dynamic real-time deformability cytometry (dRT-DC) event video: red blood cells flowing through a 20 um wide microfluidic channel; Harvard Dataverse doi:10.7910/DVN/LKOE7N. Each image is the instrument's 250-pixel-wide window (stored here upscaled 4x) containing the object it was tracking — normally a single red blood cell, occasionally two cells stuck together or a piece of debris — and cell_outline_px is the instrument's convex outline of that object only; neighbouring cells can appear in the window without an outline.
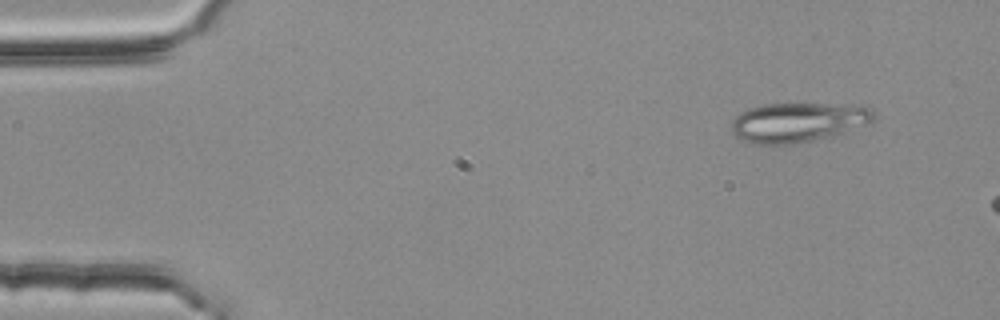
{"species": "common noctule bat (a hibernating species)", "species_latin": "Nyctalus noctula", "temperature_condition": "room temperature", "stored_images_in_passage": 2, "camera_frame_rate_fps": 3000, "um_per_image_px": 0.085, "animal": {"sex": "female", "body_mass_g": 25.1}, "frame": {"image": 1, "passage_image": 1, "time_ms": 0.0, "image_size_px": [1000, 320], "cell_outline_px": [[876, 116], [872, 124], [832, 136], [796, 144], [772, 148], [752, 144], [740, 140], [732, 132], [732, 120], [740, 112], [748, 108], [764, 104], [868, 104]], "centroid_in_image_um": [67.86, 10.43], "position_along_channel_um": 17.1, "area_um2": 34.22}}